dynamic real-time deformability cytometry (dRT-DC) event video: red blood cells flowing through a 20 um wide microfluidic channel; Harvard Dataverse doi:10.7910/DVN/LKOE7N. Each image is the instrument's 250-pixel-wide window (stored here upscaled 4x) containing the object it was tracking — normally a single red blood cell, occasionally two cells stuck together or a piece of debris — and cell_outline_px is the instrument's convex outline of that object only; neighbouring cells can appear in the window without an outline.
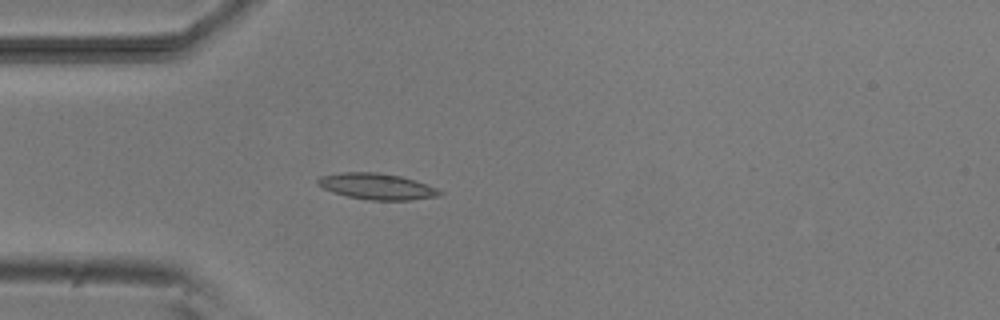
{"species": "common noctule bat (a hibernating species)", "species_latin": "Nyctalus noctula", "temperature_condition": "room temperature", "stored_images_in_passage": 4, "camera_frame_rate_fps": 3000, "um_per_image_px": 0.085, "animal": {"sex": "male", "body_mass_g": 20.5, "forearm_length_mm": 52.5}, "frame": {"image": 1, "passage_image": 4, "time_ms": 3.667, "image_size_px": [1000, 320], "cell_outline_px": [[444, 192], [436, 196], [408, 200], [368, 200], [348, 196], [332, 192], [316, 184], [316, 180], [320, 176], [340, 172], [376, 172], [400, 176], [436, 188]], "centroid_in_image_um": [31.96, 15.84], "position_along_channel_um": 53.0, "area_um2": 18.32}}